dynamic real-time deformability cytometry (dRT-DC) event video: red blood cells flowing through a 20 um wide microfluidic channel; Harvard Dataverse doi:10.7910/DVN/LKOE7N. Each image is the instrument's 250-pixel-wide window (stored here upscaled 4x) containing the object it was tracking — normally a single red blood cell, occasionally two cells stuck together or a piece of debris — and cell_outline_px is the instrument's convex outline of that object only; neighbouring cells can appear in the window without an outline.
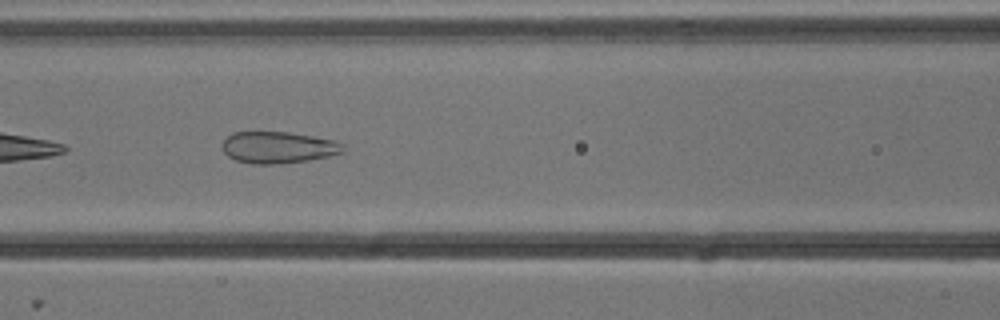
{"species": "common noctule bat (a hibernating species)", "species_latin": "Nyctalus noctula", "temperature_condition": "cold", "stored_images_in_passage": 6, "camera_frame_rate_fps": 3000, "um_per_image_px": 0.085, "animal": {"sex": "male", "body_mass_g": 13.3}, "frame": {"image": 1, "passage_image": 5, "time_ms": 1.333, "image_size_px": [1000, 320], "cell_outline_px": [[344, 152], [328, 156], [308, 160], [276, 164], [252, 164], [236, 160], [228, 156], [224, 152], [220, 144], [232, 132], [288, 132], [312, 136], [332, 140], [344, 144]], "centroid_in_image_um": [23.61, 12.53], "position_along_channel_um": 143.0, "area_um2": 22.25}}
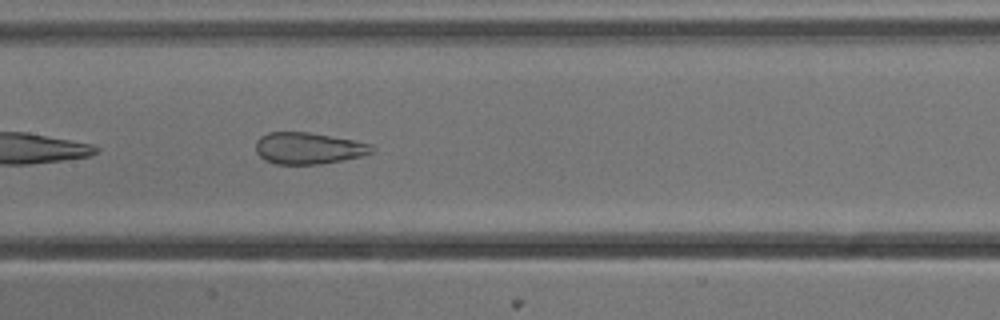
{"frame": {"image": 2, "passage_image": 6, "time_ms": 1.667, "image_size_px": [1000, 320], "cell_outline_px": [[376, 148], [372, 152], [360, 156], [320, 164], [276, 164], [264, 160], [256, 152], [256, 140], [260, 136], [268, 132], [308, 132], [352, 140], [372, 144]], "centroid_in_image_um": [26.18, 12.6], "position_along_channel_um": 181.2, "area_um2": 21.27}}